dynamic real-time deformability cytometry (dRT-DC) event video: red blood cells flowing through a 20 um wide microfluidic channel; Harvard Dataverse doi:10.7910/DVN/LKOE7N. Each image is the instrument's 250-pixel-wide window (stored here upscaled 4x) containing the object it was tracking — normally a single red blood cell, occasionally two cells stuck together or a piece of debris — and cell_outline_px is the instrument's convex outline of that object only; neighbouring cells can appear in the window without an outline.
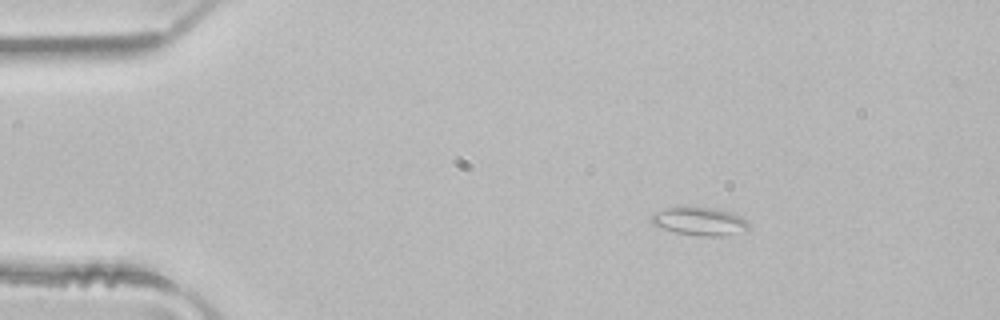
{"species": "common noctule bat (a hibernating species)", "species_latin": "Nyctalus noctula", "temperature_condition": "room temperature", "stored_images_in_passage": 3, "camera_frame_rate_fps": 3000, "um_per_image_px": 0.085, "animal": {"sex": "male", "body_mass_g": 21.5, "forearm_length_mm": 52.0}, "frame": {"image": 1, "passage_image": 1, "time_ms": 0.0, "image_size_px": [1000, 320], "cell_outline_px": [[748, 228], [724, 236], [700, 236], [676, 232], [652, 224], [652, 216], [656, 212], [664, 208], [676, 204], [684, 204], [716, 208], [732, 212], [740, 216], [748, 224]], "centroid_in_image_um": [59.4, 18.75], "position_along_channel_um": 25.6, "area_um2": 16.3}}
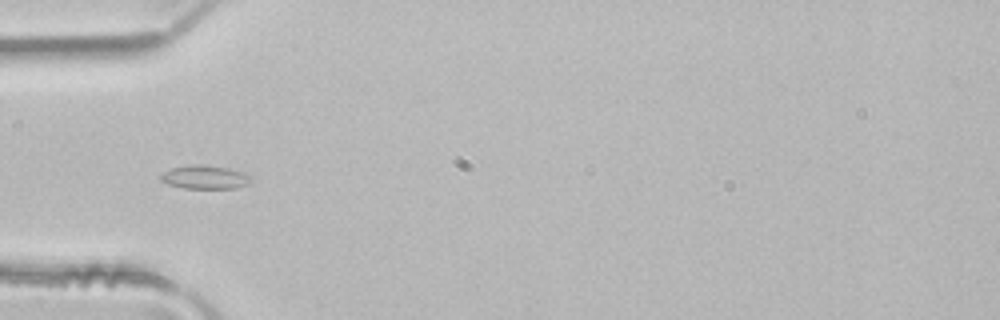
{"frame": {"image": 2, "passage_image": 3, "time_ms": 0.667, "image_size_px": [1000, 320], "cell_outline_px": [[252, 180], [248, 184], [236, 188], [184, 188], [168, 184], [160, 180], [160, 176], [164, 172], [172, 168], [196, 164], [200, 164], [228, 168], [244, 172], [252, 176]], "centroid_in_image_um": [17.46, 15.06], "position_along_channel_um": 67.5, "area_um2": 12.37}}